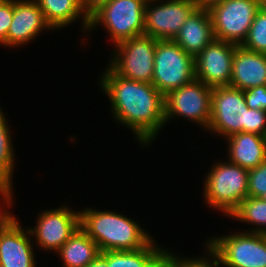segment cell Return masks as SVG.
<instances>
[{"instance_id":"cell-1","label":"cell","mask_w":266,"mask_h":267,"mask_svg":"<svg viewBox=\"0 0 266 267\" xmlns=\"http://www.w3.org/2000/svg\"><path fill=\"white\" fill-rule=\"evenodd\" d=\"M99 86L110 99L114 120L132 130L140 144L157 138L165 125V103L152 83L126 79L107 66Z\"/></svg>"},{"instance_id":"cell-2","label":"cell","mask_w":266,"mask_h":267,"mask_svg":"<svg viewBox=\"0 0 266 267\" xmlns=\"http://www.w3.org/2000/svg\"><path fill=\"white\" fill-rule=\"evenodd\" d=\"M80 212V227L98 245L101 252L137 250L154 238L138 222L110 210L85 208Z\"/></svg>"},{"instance_id":"cell-3","label":"cell","mask_w":266,"mask_h":267,"mask_svg":"<svg viewBox=\"0 0 266 267\" xmlns=\"http://www.w3.org/2000/svg\"><path fill=\"white\" fill-rule=\"evenodd\" d=\"M228 138L239 132L266 135V112L249 109L243 90L231 86L212 88L211 120L207 128Z\"/></svg>"},{"instance_id":"cell-4","label":"cell","mask_w":266,"mask_h":267,"mask_svg":"<svg viewBox=\"0 0 266 267\" xmlns=\"http://www.w3.org/2000/svg\"><path fill=\"white\" fill-rule=\"evenodd\" d=\"M248 172L228 159L216 162L204 180V202L230 216L248 197Z\"/></svg>"},{"instance_id":"cell-5","label":"cell","mask_w":266,"mask_h":267,"mask_svg":"<svg viewBox=\"0 0 266 267\" xmlns=\"http://www.w3.org/2000/svg\"><path fill=\"white\" fill-rule=\"evenodd\" d=\"M208 251L221 267H266V234L238 232L208 239Z\"/></svg>"},{"instance_id":"cell-6","label":"cell","mask_w":266,"mask_h":267,"mask_svg":"<svg viewBox=\"0 0 266 267\" xmlns=\"http://www.w3.org/2000/svg\"><path fill=\"white\" fill-rule=\"evenodd\" d=\"M146 2L147 0H110L89 18L88 31L103 25L114 45L144 35Z\"/></svg>"},{"instance_id":"cell-7","label":"cell","mask_w":266,"mask_h":267,"mask_svg":"<svg viewBox=\"0 0 266 267\" xmlns=\"http://www.w3.org/2000/svg\"><path fill=\"white\" fill-rule=\"evenodd\" d=\"M195 79V58L173 40H158L152 84L164 96Z\"/></svg>"},{"instance_id":"cell-8","label":"cell","mask_w":266,"mask_h":267,"mask_svg":"<svg viewBox=\"0 0 266 267\" xmlns=\"http://www.w3.org/2000/svg\"><path fill=\"white\" fill-rule=\"evenodd\" d=\"M157 41L142 35L117 43L108 66L126 79L152 83Z\"/></svg>"},{"instance_id":"cell-9","label":"cell","mask_w":266,"mask_h":267,"mask_svg":"<svg viewBox=\"0 0 266 267\" xmlns=\"http://www.w3.org/2000/svg\"><path fill=\"white\" fill-rule=\"evenodd\" d=\"M211 95L212 88L196 78L168 92L164 96L165 124L178 116L207 130L211 120Z\"/></svg>"},{"instance_id":"cell-10","label":"cell","mask_w":266,"mask_h":267,"mask_svg":"<svg viewBox=\"0 0 266 267\" xmlns=\"http://www.w3.org/2000/svg\"><path fill=\"white\" fill-rule=\"evenodd\" d=\"M260 6L252 0H221L209 8L215 39L242 45Z\"/></svg>"},{"instance_id":"cell-11","label":"cell","mask_w":266,"mask_h":267,"mask_svg":"<svg viewBox=\"0 0 266 267\" xmlns=\"http://www.w3.org/2000/svg\"><path fill=\"white\" fill-rule=\"evenodd\" d=\"M197 8L191 0H147L144 35L157 40H173Z\"/></svg>"},{"instance_id":"cell-12","label":"cell","mask_w":266,"mask_h":267,"mask_svg":"<svg viewBox=\"0 0 266 267\" xmlns=\"http://www.w3.org/2000/svg\"><path fill=\"white\" fill-rule=\"evenodd\" d=\"M6 209L0 208V266L36 267L29 229L24 230L16 216Z\"/></svg>"},{"instance_id":"cell-13","label":"cell","mask_w":266,"mask_h":267,"mask_svg":"<svg viewBox=\"0 0 266 267\" xmlns=\"http://www.w3.org/2000/svg\"><path fill=\"white\" fill-rule=\"evenodd\" d=\"M80 227V212L71 208L60 206V208L44 210L39 213L34 228H28L36 245L42 250L54 251L55 253ZM35 237V238H34Z\"/></svg>"},{"instance_id":"cell-14","label":"cell","mask_w":266,"mask_h":267,"mask_svg":"<svg viewBox=\"0 0 266 267\" xmlns=\"http://www.w3.org/2000/svg\"><path fill=\"white\" fill-rule=\"evenodd\" d=\"M237 44L214 39L195 57V78L207 86H230Z\"/></svg>"},{"instance_id":"cell-15","label":"cell","mask_w":266,"mask_h":267,"mask_svg":"<svg viewBox=\"0 0 266 267\" xmlns=\"http://www.w3.org/2000/svg\"><path fill=\"white\" fill-rule=\"evenodd\" d=\"M46 29L53 30L34 0H13V18L7 34V47L26 45Z\"/></svg>"},{"instance_id":"cell-16","label":"cell","mask_w":266,"mask_h":267,"mask_svg":"<svg viewBox=\"0 0 266 267\" xmlns=\"http://www.w3.org/2000/svg\"><path fill=\"white\" fill-rule=\"evenodd\" d=\"M266 85V54L237 45L233 55L230 86L246 90Z\"/></svg>"},{"instance_id":"cell-17","label":"cell","mask_w":266,"mask_h":267,"mask_svg":"<svg viewBox=\"0 0 266 267\" xmlns=\"http://www.w3.org/2000/svg\"><path fill=\"white\" fill-rule=\"evenodd\" d=\"M214 39L209 9L197 8L184 22L173 41L195 58Z\"/></svg>"},{"instance_id":"cell-18","label":"cell","mask_w":266,"mask_h":267,"mask_svg":"<svg viewBox=\"0 0 266 267\" xmlns=\"http://www.w3.org/2000/svg\"><path fill=\"white\" fill-rule=\"evenodd\" d=\"M229 162L247 170L256 168L266 160L265 136L239 132L226 138Z\"/></svg>"},{"instance_id":"cell-19","label":"cell","mask_w":266,"mask_h":267,"mask_svg":"<svg viewBox=\"0 0 266 267\" xmlns=\"http://www.w3.org/2000/svg\"><path fill=\"white\" fill-rule=\"evenodd\" d=\"M43 12L46 22L53 30L64 28L82 18V29L88 32L89 18L80 0H34ZM81 16V17H80Z\"/></svg>"},{"instance_id":"cell-20","label":"cell","mask_w":266,"mask_h":267,"mask_svg":"<svg viewBox=\"0 0 266 267\" xmlns=\"http://www.w3.org/2000/svg\"><path fill=\"white\" fill-rule=\"evenodd\" d=\"M153 239L146 247L137 250L104 251L100 254L112 267H163L167 249L155 245Z\"/></svg>"},{"instance_id":"cell-21","label":"cell","mask_w":266,"mask_h":267,"mask_svg":"<svg viewBox=\"0 0 266 267\" xmlns=\"http://www.w3.org/2000/svg\"><path fill=\"white\" fill-rule=\"evenodd\" d=\"M0 107V199L5 206L13 203V172L15 166L14 145L11 143L10 127ZM13 145V146H12Z\"/></svg>"},{"instance_id":"cell-22","label":"cell","mask_w":266,"mask_h":267,"mask_svg":"<svg viewBox=\"0 0 266 267\" xmlns=\"http://www.w3.org/2000/svg\"><path fill=\"white\" fill-rule=\"evenodd\" d=\"M100 253L96 242L79 227L56 254L64 263L63 267H86Z\"/></svg>"},{"instance_id":"cell-23","label":"cell","mask_w":266,"mask_h":267,"mask_svg":"<svg viewBox=\"0 0 266 267\" xmlns=\"http://www.w3.org/2000/svg\"><path fill=\"white\" fill-rule=\"evenodd\" d=\"M229 217L254 225L250 232L266 234V202L261 198H245Z\"/></svg>"},{"instance_id":"cell-24","label":"cell","mask_w":266,"mask_h":267,"mask_svg":"<svg viewBox=\"0 0 266 267\" xmlns=\"http://www.w3.org/2000/svg\"><path fill=\"white\" fill-rule=\"evenodd\" d=\"M242 46L248 50L266 54V13L259 10L250 26Z\"/></svg>"},{"instance_id":"cell-25","label":"cell","mask_w":266,"mask_h":267,"mask_svg":"<svg viewBox=\"0 0 266 267\" xmlns=\"http://www.w3.org/2000/svg\"><path fill=\"white\" fill-rule=\"evenodd\" d=\"M206 253L208 256L200 258H182L175 253L173 254V251H167L163 260V267H219L217 260L208 251Z\"/></svg>"},{"instance_id":"cell-26","label":"cell","mask_w":266,"mask_h":267,"mask_svg":"<svg viewBox=\"0 0 266 267\" xmlns=\"http://www.w3.org/2000/svg\"><path fill=\"white\" fill-rule=\"evenodd\" d=\"M266 193V160L248 172V197L260 198Z\"/></svg>"},{"instance_id":"cell-27","label":"cell","mask_w":266,"mask_h":267,"mask_svg":"<svg viewBox=\"0 0 266 267\" xmlns=\"http://www.w3.org/2000/svg\"><path fill=\"white\" fill-rule=\"evenodd\" d=\"M13 18V0H0V45L7 47V34Z\"/></svg>"},{"instance_id":"cell-28","label":"cell","mask_w":266,"mask_h":267,"mask_svg":"<svg viewBox=\"0 0 266 267\" xmlns=\"http://www.w3.org/2000/svg\"><path fill=\"white\" fill-rule=\"evenodd\" d=\"M246 105L249 109L266 112V85L243 90Z\"/></svg>"},{"instance_id":"cell-29","label":"cell","mask_w":266,"mask_h":267,"mask_svg":"<svg viewBox=\"0 0 266 267\" xmlns=\"http://www.w3.org/2000/svg\"><path fill=\"white\" fill-rule=\"evenodd\" d=\"M110 0H80L84 13L90 18L97 10Z\"/></svg>"},{"instance_id":"cell-30","label":"cell","mask_w":266,"mask_h":267,"mask_svg":"<svg viewBox=\"0 0 266 267\" xmlns=\"http://www.w3.org/2000/svg\"><path fill=\"white\" fill-rule=\"evenodd\" d=\"M86 267H112V265H107L106 259L101 254H99Z\"/></svg>"},{"instance_id":"cell-31","label":"cell","mask_w":266,"mask_h":267,"mask_svg":"<svg viewBox=\"0 0 266 267\" xmlns=\"http://www.w3.org/2000/svg\"><path fill=\"white\" fill-rule=\"evenodd\" d=\"M198 8L209 9L212 5L219 3L221 0H191Z\"/></svg>"},{"instance_id":"cell-32","label":"cell","mask_w":266,"mask_h":267,"mask_svg":"<svg viewBox=\"0 0 266 267\" xmlns=\"http://www.w3.org/2000/svg\"><path fill=\"white\" fill-rule=\"evenodd\" d=\"M255 3H257L259 6H261L262 4H264L266 2V0H252Z\"/></svg>"},{"instance_id":"cell-33","label":"cell","mask_w":266,"mask_h":267,"mask_svg":"<svg viewBox=\"0 0 266 267\" xmlns=\"http://www.w3.org/2000/svg\"><path fill=\"white\" fill-rule=\"evenodd\" d=\"M260 9L266 13V2L260 6Z\"/></svg>"},{"instance_id":"cell-34","label":"cell","mask_w":266,"mask_h":267,"mask_svg":"<svg viewBox=\"0 0 266 267\" xmlns=\"http://www.w3.org/2000/svg\"><path fill=\"white\" fill-rule=\"evenodd\" d=\"M263 201L266 202V193L260 197Z\"/></svg>"}]
</instances>
